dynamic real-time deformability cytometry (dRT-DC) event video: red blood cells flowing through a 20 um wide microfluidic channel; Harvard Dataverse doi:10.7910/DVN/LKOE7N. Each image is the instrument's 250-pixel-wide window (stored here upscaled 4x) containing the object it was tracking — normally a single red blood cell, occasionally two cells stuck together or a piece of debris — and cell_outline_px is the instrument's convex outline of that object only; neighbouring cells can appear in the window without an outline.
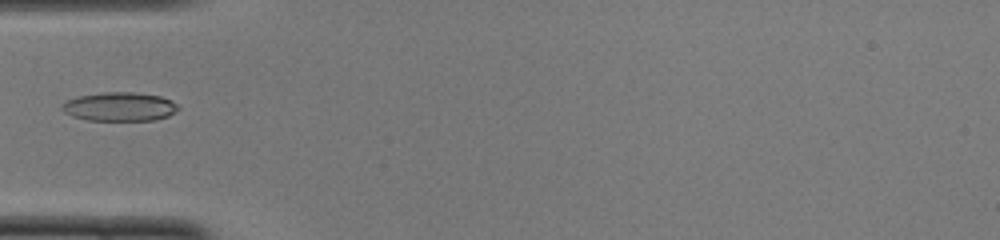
{"species": "common noctule bat (a hibernating species)", "species_latin": "Nyctalus noctula", "temperature_condition": "cold", "stored_images_in_passage": 35, "camera_frame_rate_fps": 3000, "um_per_image_px": 0.085, "animal": {"sex": "female", "body_mass_g": 22.0, "forearm_length_mm": 56.7}, "frame": {"image": 1, "passage_image": 1, "time_ms": 0.0, "image_size_px": [1000, 240], "cell_outline_px": [[180, 108], [176, 112], [168, 116], [156, 120], [88, 120], [72, 116], [64, 112], [60, 108], [68, 100], [76, 96], [104, 92], [132, 92], [160, 96], [172, 100]], "centroid_in_image_um": [10.18, 9.06], "position_along_channel_um": 74.8, "area_um2": 19.54}}
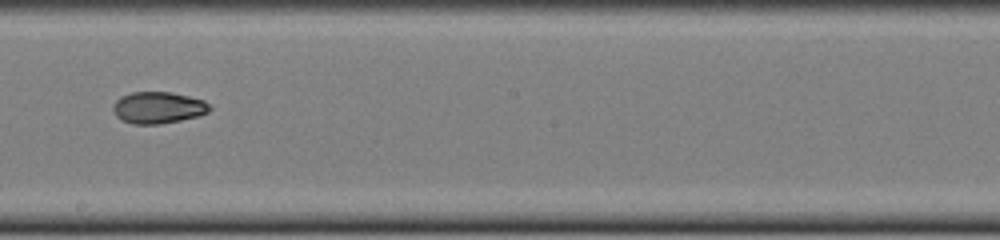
{"frame": {"image": 2, "passage_image": 13, "time_ms": 4.0, "image_size_px": [1000, 240], "cell_outline_px": [[212, 108], [208, 112], [200, 116], [160, 124], [132, 124], [120, 120], [116, 116], [112, 108], [116, 100], [120, 96], [132, 92], [172, 92], [204, 100]], "centroid_in_image_um": [13.43, 9.15], "position_along_channel_um": 234.8, "area_um2": 17.98}}
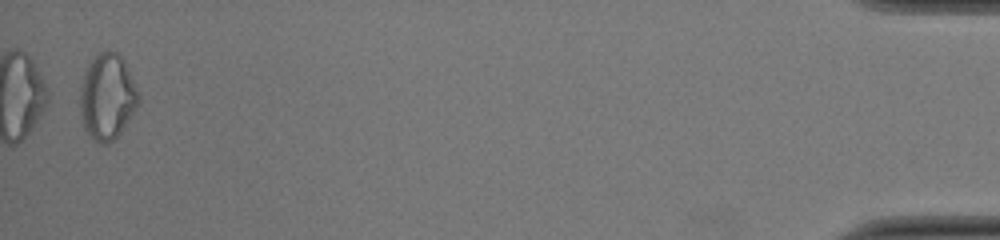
{"frame": {"image": 3, "passage_image": 34, "time_ms": 11.0, "image_size_px": [1000, 240], "cell_outline_px": [[140, 100], [120, 132], [112, 140], [96, 140], [84, 128], [80, 112], [80, 84], [84, 72], [88, 64], [100, 52], [116, 52], [124, 60]], "centroid_in_image_um": [9.08, 8.17], "position_along_channel_um": 426.1, "area_um2": 28.15}}